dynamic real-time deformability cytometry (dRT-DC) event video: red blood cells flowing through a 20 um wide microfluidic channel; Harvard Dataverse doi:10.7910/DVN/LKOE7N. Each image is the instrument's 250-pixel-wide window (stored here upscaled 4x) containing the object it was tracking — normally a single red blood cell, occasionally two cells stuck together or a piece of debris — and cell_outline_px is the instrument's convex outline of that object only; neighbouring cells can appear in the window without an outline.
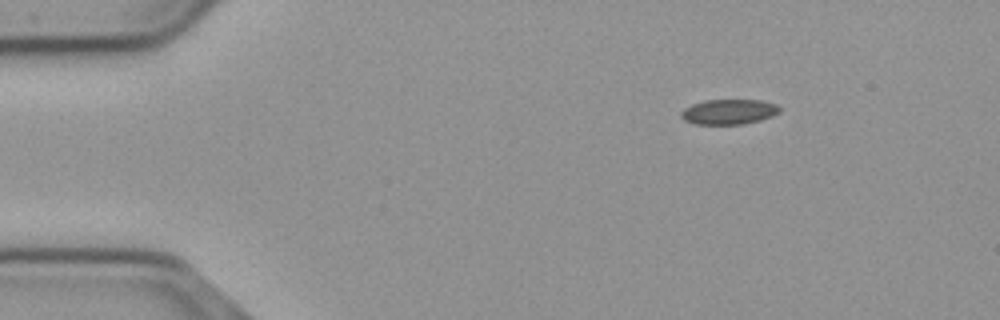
{"species": "common noctule bat (a hibernating species)", "species_latin": "Nyctalus noctula", "temperature_condition": "cold", "stored_images_in_passage": 49, "camera_frame_rate_fps": 3000, "um_per_image_px": 0.085, "animal": {"sex": "male", "body_mass_g": 23.1, "forearm_length_mm": 52.7}, "frame": {"image": 1, "passage_image": 1, "time_ms": 0.0, "image_size_px": [1000, 320], "cell_outline_px": [[780, 112], [772, 116], [760, 120], [740, 124], [696, 124], [684, 120], [680, 116], [680, 112], [684, 108], [692, 104], [704, 100], [760, 100], [776, 104], [780, 108]], "centroid_in_image_um": [61.93, 9.5], "position_along_channel_um": 23.1, "area_um2": 14.39}}
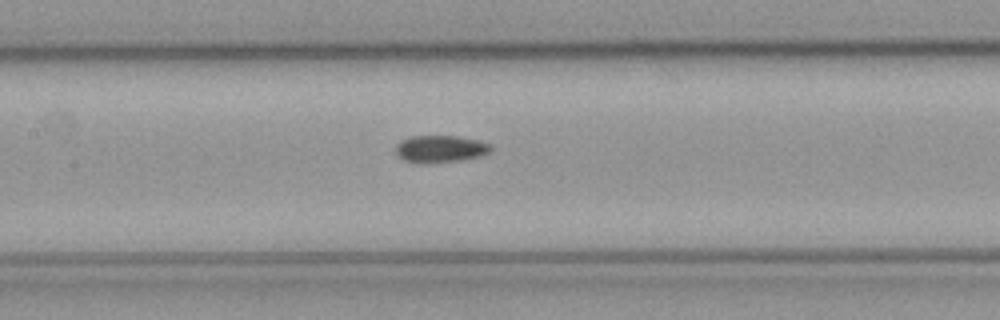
{"frame": {"image": 2, "passage_image": 19, "time_ms": 6.0, "image_size_px": [1000, 320], "cell_outline_px": [[492, 148], [488, 152], [480, 156], [460, 160], [428, 164], [420, 164], [404, 160], [396, 152], [396, 144], [400, 140], [412, 136], [460, 136], [492, 144]], "centroid_in_image_um": [37.41, 12.66], "position_along_channel_um": 170.0, "area_um2": 15.14}}
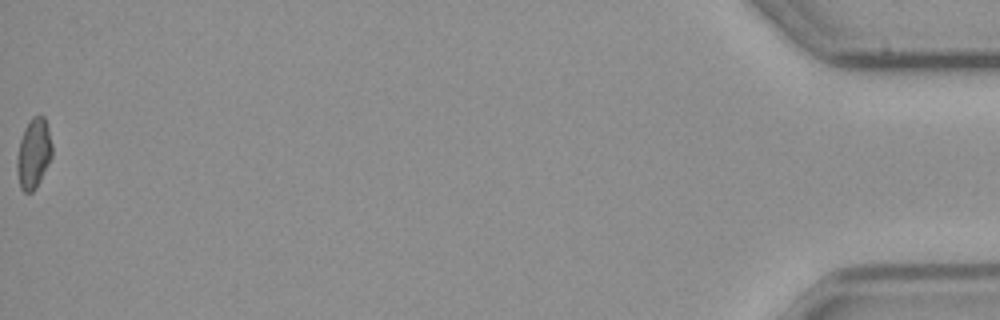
{"frame": {"image": 3, "passage_image": 49, "time_ms": 16.0, "image_size_px": [1000, 320], "cell_outline_px": [[52, 156], [36, 188], [32, 192], [24, 192], [20, 188], [16, 172], [16, 156], [20, 140], [24, 128], [32, 116], [44, 116], [48, 128], [52, 144]], "centroid_in_image_um": [2.83, 13.05], "position_along_channel_um": 432.4, "area_um2": 14.45}, "authors_computed_cell_mechanics": {"area_um2": 14.5078, "velocity_mm_per_s": 3.6994, "shape_relaxation_time_tau1_ms": null, "shape_relaxation_time_tau2_ms": 7.5112, "deformation_change_tau1": null, "deformation_change_tau2": 0.1035}}